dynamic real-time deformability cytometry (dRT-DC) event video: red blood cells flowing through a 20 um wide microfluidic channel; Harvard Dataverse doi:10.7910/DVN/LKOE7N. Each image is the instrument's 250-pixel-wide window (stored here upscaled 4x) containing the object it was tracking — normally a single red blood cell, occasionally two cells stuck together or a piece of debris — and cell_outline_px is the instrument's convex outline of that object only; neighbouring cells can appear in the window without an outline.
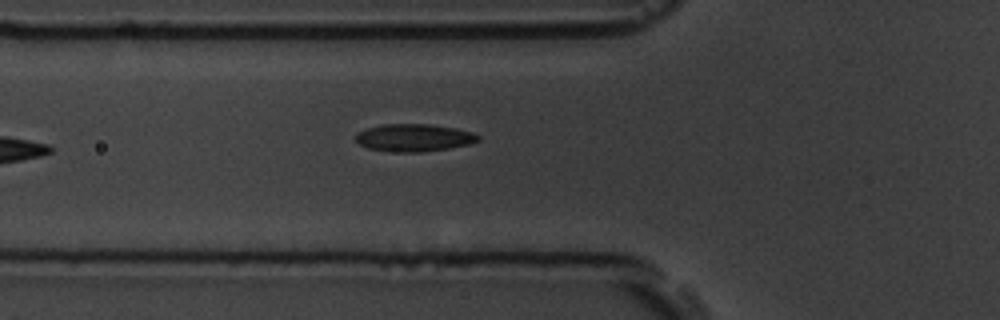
{"species": "common noctule bat (a hibernating species)", "species_latin": "Nyctalus noctula", "temperature_condition": "room temperature", "stored_images_in_passage": 2, "camera_frame_rate_fps": 3000, "um_per_image_px": 0.085, "animal": {"sex": "male", "body_mass_g": 19.5, "forearm_length_mm": 54.6}, "frame": {"image": 1, "passage_image": 2, "time_ms": 1.333, "image_size_px": [1000, 320], "cell_outline_px": [[480, 140], [468, 144], [448, 148], [420, 152], [404, 152], [368, 148], [360, 144], [356, 140], [356, 136], [360, 132], [368, 128], [384, 124], [428, 124], [456, 128], [472, 132], [480, 136]], "centroid_in_image_um": [35.23, 11.69], "position_along_channel_um": 90.6, "area_um2": 19.25}}